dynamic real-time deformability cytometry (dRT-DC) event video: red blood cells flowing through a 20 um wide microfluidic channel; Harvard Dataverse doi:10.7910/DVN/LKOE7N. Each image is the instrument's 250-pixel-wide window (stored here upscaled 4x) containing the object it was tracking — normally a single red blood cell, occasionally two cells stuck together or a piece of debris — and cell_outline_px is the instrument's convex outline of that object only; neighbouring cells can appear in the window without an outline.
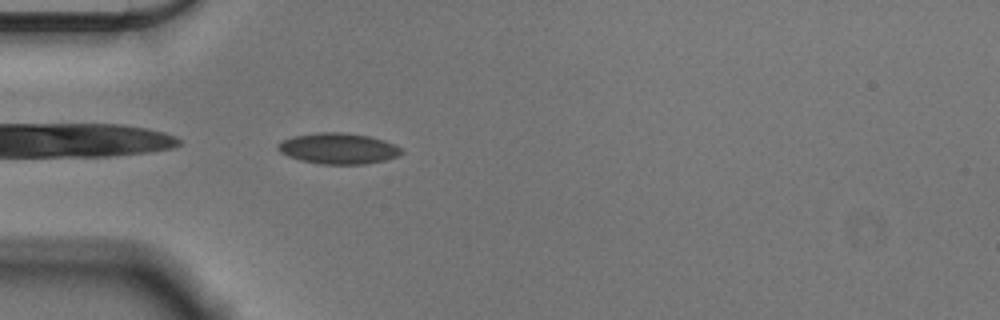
{"species": "Egyptian fruit bat (a non-hibernating species)", "species_latin": "Rousettus aegyptiacus", "temperature_condition": "cold", "stored_images_in_passage": 40, "camera_frame_rate_fps": 3000, "um_per_image_px": 0.085, "animal": {"sex": "male"}, "frame": {"image": 1, "passage_image": 1, "time_ms": 0.0, "image_size_px": [1000, 320], "cell_outline_px": [[404, 152], [396, 156], [384, 160], [364, 164], [320, 164], [300, 160], [288, 156], [280, 152], [276, 148], [276, 144], [292, 136], [316, 132], [340, 132], [368, 136], [384, 140], [396, 144]], "centroid_in_image_um": [28.72, 12.62], "position_along_channel_um": 56.3, "area_um2": 22.25}}
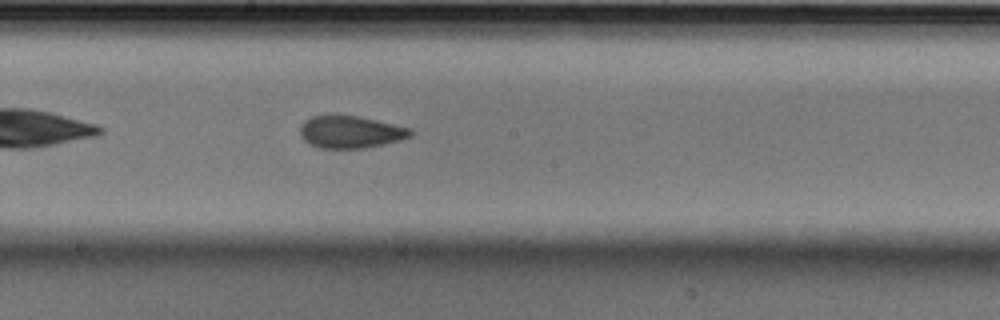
{"frame": {"image": 2, "passage_image": 15, "time_ms": 4.667, "image_size_px": [1000, 320], "cell_outline_px": [[412, 136], [400, 140], [364, 148], [320, 148], [304, 140], [300, 132], [300, 128], [304, 120], [312, 116], [328, 112], [356, 116], [376, 120], [412, 128]], "centroid_in_image_um": [29.77, 11.18], "position_along_channel_um": 218.4, "area_um2": 21.1}}
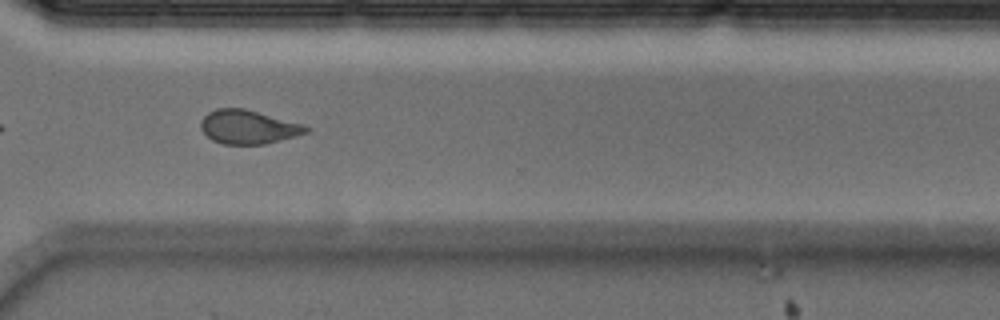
{"frame": {"image": 3, "passage_image": 26, "time_ms": 8.333, "image_size_px": [1000, 320], "cell_outline_px": [[308, 132], [296, 136], [264, 144], [220, 144], [212, 140], [200, 128], [200, 120], [208, 112], [216, 108], [244, 108], [304, 124], [308, 128]], "centroid_in_image_um": [21.07, 10.79], "position_along_channel_um": 349.5, "area_um2": 20.75}, "authors_computed_cell_mechanics": {"area_um2": 21.1837, "velocity_mm_per_s": 3.5784, "shape_relaxation_time_tau1_ms": 6.7873, "shape_relaxation_time_tau2_ms": 1.8184, "deformation_change_tau1": 0.1204, "deformation_change_tau2": 0.0751}}